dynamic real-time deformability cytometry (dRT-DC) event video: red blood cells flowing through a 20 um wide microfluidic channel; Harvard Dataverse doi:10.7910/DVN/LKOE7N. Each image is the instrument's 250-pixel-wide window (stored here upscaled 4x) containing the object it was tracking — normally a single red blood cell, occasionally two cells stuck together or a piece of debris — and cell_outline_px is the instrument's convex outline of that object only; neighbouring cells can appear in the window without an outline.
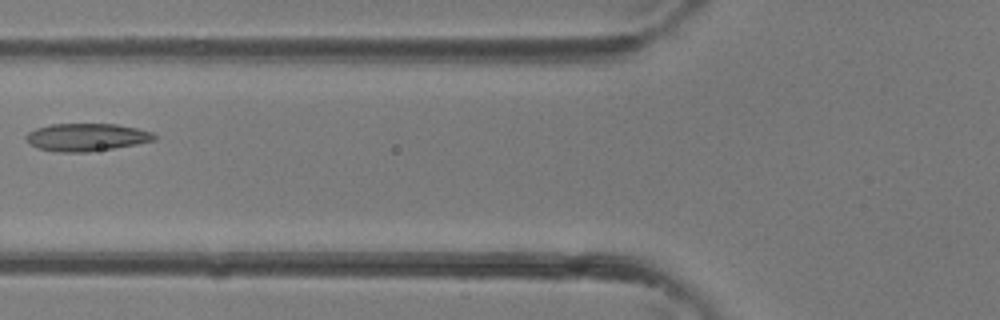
{"species": "common noctule bat (a hibernating species)", "species_latin": "Nyctalus noctula", "temperature_condition": "room temperature", "stored_images_in_passage": 33, "camera_frame_rate_fps": 3000, "um_per_image_px": 0.085, "animal": {"sex": "female"}, "frame": {"image": 1, "passage_image": 11, "time_ms": 3.333, "image_size_px": [1000, 320], "cell_outline_px": [[156, 140], [136, 144], [88, 152], [60, 152], [36, 148], [28, 144], [24, 136], [28, 132], [36, 128], [52, 124], [116, 124], [136, 128], [152, 132], [156, 136]], "centroid_in_image_um": [7.31, 11.66], "position_along_channel_um": 118.5, "area_um2": 20.69}}
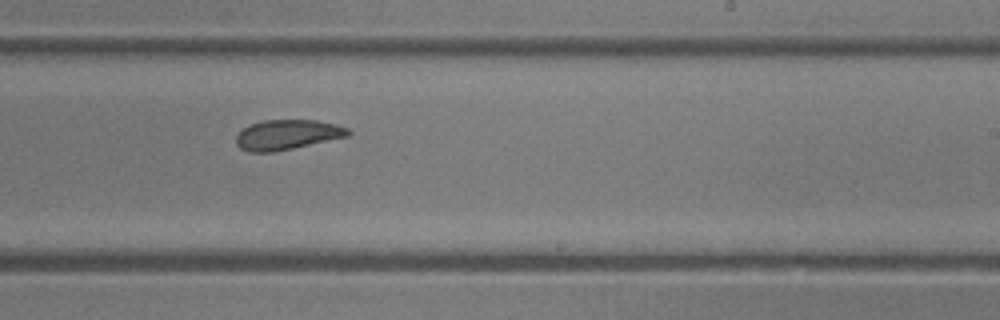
{"frame": {"image": 2, "passage_image": 19, "time_ms": 6.0, "image_size_px": [1000, 320], "cell_outline_px": [[352, 132], [348, 136], [292, 148], [272, 152], [248, 152], [240, 148], [236, 144], [236, 136], [244, 128], [252, 124], [264, 120], [316, 120], [336, 124], [348, 128]], "centroid_in_image_um": [24.42, 11.45], "position_along_channel_um": 264.6, "area_um2": 19.36}}
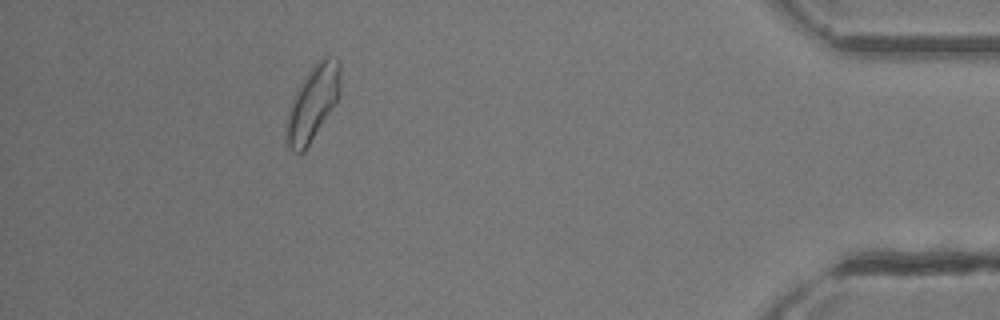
{"frame": {"image": 3, "passage_image": 30, "time_ms": 9.667, "image_size_px": [1000, 320], "cell_outline_px": [[340, 88], [336, 100], [332, 108], [304, 152], [296, 152], [288, 148], [284, 136], [284, 132], [292, 96], [296, 88], [308, 72], [324, 56], [336, 56], [340, 60]], "centroid_in_image_um": [26.55, 8.76], "position_along_channel_um": 408.6, "area_um2": 23.47}}